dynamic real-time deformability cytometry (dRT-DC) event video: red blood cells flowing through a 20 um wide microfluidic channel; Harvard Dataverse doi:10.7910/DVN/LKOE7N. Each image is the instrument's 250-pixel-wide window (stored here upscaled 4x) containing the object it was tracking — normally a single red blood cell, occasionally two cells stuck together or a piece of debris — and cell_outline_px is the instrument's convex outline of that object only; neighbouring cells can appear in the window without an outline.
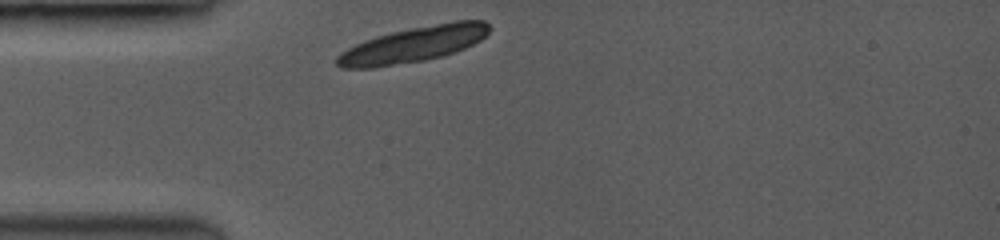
{"species": "common noctule bat (a hibernating species)", "species_latin": "Nyctalus noctula", "temperature_condition": "room temperature", "stored_images_in_passage": 35, "camera_frame_rate_fps": 3500, "um_per_image_px": 0.085, "animal": {"sex": "female", "body_mass_g": 19.0, "forearm_length_mm": 53.3}, "frame": {"image": 1, "passage_image": 1, "time_ms": 0.0, "image_size_px": [1000, 240], "cell_outline_px": [[492, 28], [480, 40], [464, 48], [440, 56], [424, 60], [372, 68], [344, 68], [336, 64], [336, 56], [340, 52], [364, 40], [376, 36], [392, 32], [452, 20], [484, 20]], "centroid_in_image_um": [35.13, 3.77], "position_along_channel_um": 49.9, "area_um2": 31.33}}
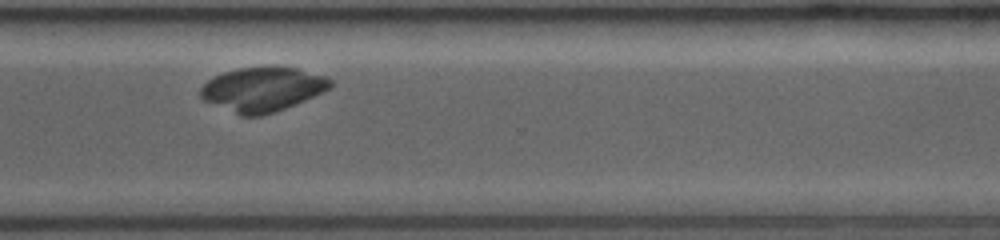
{"frame": {"image": 2, "passage_image": 29, "time_ms": 8.0, "image_size_px": [1000, 240], "cell_outline_px": [[332, 88], [296, 104], [276, 112], [260, 116], [240, 116], [204, 100], [200, 96], [200, 88], [208, 80], [224, 72], [240, 68], [296, 68], [332, 80]], "centroid_in_image_um": [22.3, 7.63], "position_along_channel_um": 348.3, "area_um2": 32.95}}
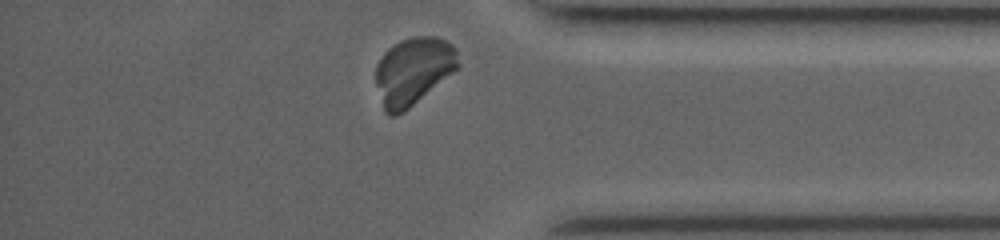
{"frame": {"image": 3, "passage_image": 34, "time_ms": 9.429, "image_size_px": [1000, 240], "cell_outline_px": [[460, 68], [404, 112], [396, 116], [388, 116], [384, 112], [376, 84], [376, 64], [384, 52], [388, 48], [400, 40], [416, 36], [436, 36], [452, 44], [456, 52], [460, 64]], "centroid_in_image_um": [35.13, 6.05], "position_along_channel_um": 400.1, "area_um2": 32.77}}